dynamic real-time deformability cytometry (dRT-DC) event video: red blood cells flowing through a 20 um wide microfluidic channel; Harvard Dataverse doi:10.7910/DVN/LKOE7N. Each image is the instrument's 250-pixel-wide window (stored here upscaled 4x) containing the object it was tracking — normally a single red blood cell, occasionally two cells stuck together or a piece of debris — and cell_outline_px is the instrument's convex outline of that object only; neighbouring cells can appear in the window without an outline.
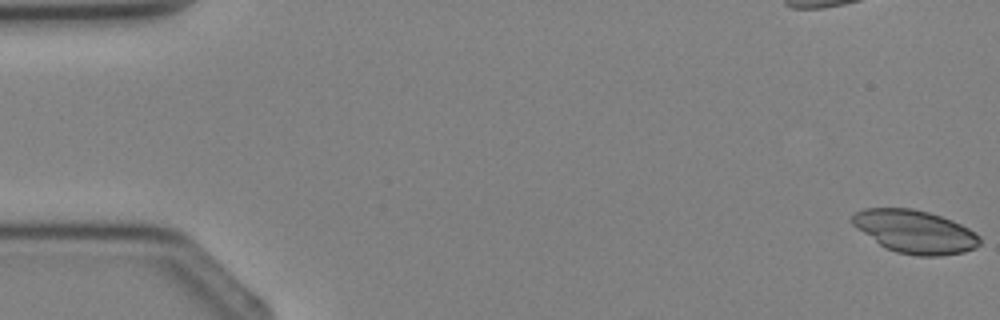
{"species": "Egyptian fruit bat (a non-hibernating species)", "species_latin": "Rousettus aegyptiacus", "temperature_condition": "cold", "stored_images_in_passage": 3, "camera_frame_rate_fps": 3000, "um_per_image_px": 0.085, "animal": {"sex": "female"}, "frame": {"image": 1, "passage_image": 1, "time_ms": 0.0, "image_size_px": [1000, 320], "cell_outline_px": [[980, 244], [976, 248], [964, 252], [940, 256], [916, 256], [896, 252], [884, 248], [856, 228], [852, 224], [852, 216], [856, 212], [864, 208], [912, 208], [928, 212], [952, 220], [968, 228], [980, 236]], "centroid_in_image_um": [77.76, 19.7], "position_along_channel_um": 7.2, "area_um2": 32.08}}